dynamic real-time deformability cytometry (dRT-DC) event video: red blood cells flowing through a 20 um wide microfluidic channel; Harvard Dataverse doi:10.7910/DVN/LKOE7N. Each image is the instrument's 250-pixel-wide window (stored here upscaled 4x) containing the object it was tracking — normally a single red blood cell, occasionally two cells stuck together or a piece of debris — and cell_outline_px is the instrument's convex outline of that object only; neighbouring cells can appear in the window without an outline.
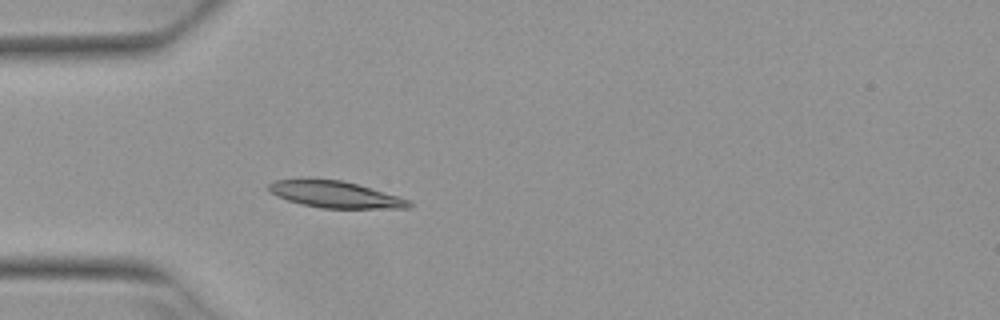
{"species": "Egyptian fruit bat (a non-hibernating species)", "species_latin": "Rousettus aegyptiacus", "temperature_condition": "warm", "stored_images_in_passage": 4, "camera_frame_rate_fps": 3000, "um_per_image_px": 0.085, "animal": {"sex": "female"}, "frame": {"image": 1, "passage_image": 4, "time_ms": 1.0, "image_size_px": [1000, 320], "cell_outline_px": [[412, 204], [408, 208], [320, 208], [300, 204], [276, 196], [268, 188], [268, 184], [272, 180], [308, 176], [340, 180], [356, 184], [396, 196], [408, 200]], "centroid_in_image_um": [28.34, 16.49], "position_along_channel_um": 56.7, "area_um2": 22.08}}